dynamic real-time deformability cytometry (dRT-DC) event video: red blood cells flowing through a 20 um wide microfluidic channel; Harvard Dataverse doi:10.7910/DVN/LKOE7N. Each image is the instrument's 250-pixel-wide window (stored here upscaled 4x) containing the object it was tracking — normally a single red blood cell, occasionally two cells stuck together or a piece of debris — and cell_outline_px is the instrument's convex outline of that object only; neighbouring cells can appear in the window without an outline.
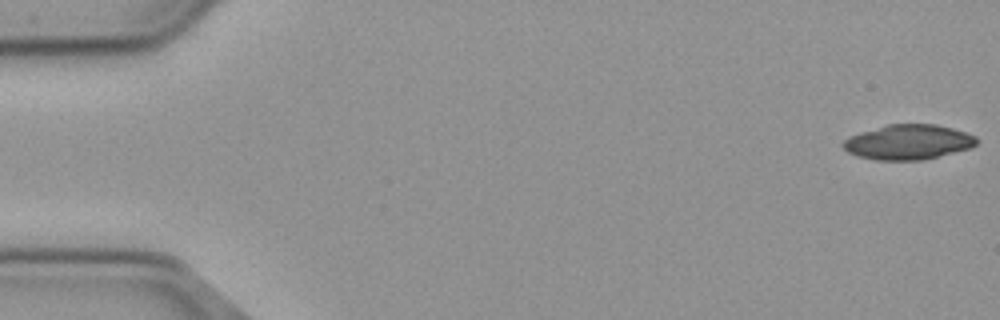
{"species": "common noctule bat (a hibernating species)", "species_latin": "Nyctalus noctula", "temperature_condition": "cold", "stored_images_in_passage": 52, "camera_frame_rate_fps": 3000, "um_per_image_px": 0.085, "animal": {"sex": "male", "body_mass_g": 23.1, "forearm_length_mm": 52.7}, "frame": {"image": 1, "passage_image": 1, "time_ms": 0.0, "image_size_px": [1000, 320], "cell_outline_px": [[980, 140], [976, 144], [968, 148], [920, 160], [872, 160], [856, 156], [848, 152], [840, 144], [844, 140], [860, 132], [888, 124], [936, 124], [952, 128], [976, 136]], "centroid_in_image_um": [77.16, 12.07], "position_along_channel_um": 7.8, "area_um2": 26.99}}